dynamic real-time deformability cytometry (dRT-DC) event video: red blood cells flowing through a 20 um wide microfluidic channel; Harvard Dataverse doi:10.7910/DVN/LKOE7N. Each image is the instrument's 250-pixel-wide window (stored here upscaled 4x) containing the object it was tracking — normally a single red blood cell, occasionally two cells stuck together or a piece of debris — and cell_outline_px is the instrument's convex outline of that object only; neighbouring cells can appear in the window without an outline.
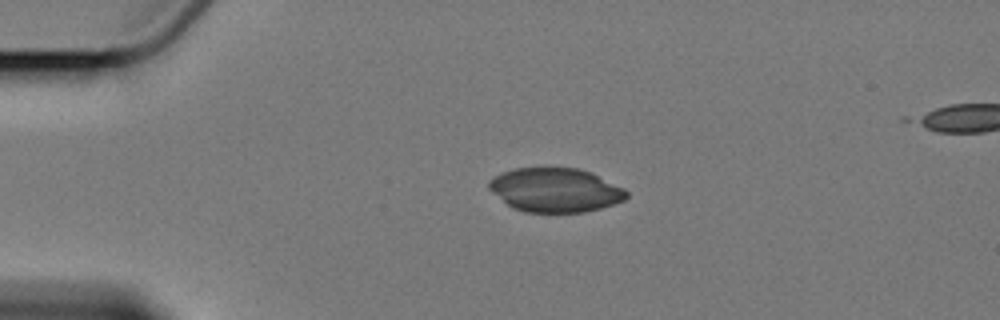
{"species": "Egyptian fruit bat (a non-hibernating species)", "species_latin": "Rousettus aegyptiacus", "temperature_condition": "cold", "stored_images_in_passage": 5, "segment_of_instrument_passage": [1, 2], "camera_frame_rate_fps": 3000, "um_per_image_px": 0.085, "animal": {"sex": "female"}, "frame": {"image": 1, "passage_image": 3, "time_ms": 2.333, "image_size_px": [1000, 320], "cell_outline_px": [[628, 196], [624, 200], [616, 204], [584, 212], [524, 212], [512, 208], [492, 192], [488, 188], [488, 180], [504, 172], [516, 168], [576, 168], [592, 172], [624, 188], [628, 192]], "centroid_in_image_um": [47.22, 16.16], "position_along_channel_um": 37.8, "area_um2": 35.32}}